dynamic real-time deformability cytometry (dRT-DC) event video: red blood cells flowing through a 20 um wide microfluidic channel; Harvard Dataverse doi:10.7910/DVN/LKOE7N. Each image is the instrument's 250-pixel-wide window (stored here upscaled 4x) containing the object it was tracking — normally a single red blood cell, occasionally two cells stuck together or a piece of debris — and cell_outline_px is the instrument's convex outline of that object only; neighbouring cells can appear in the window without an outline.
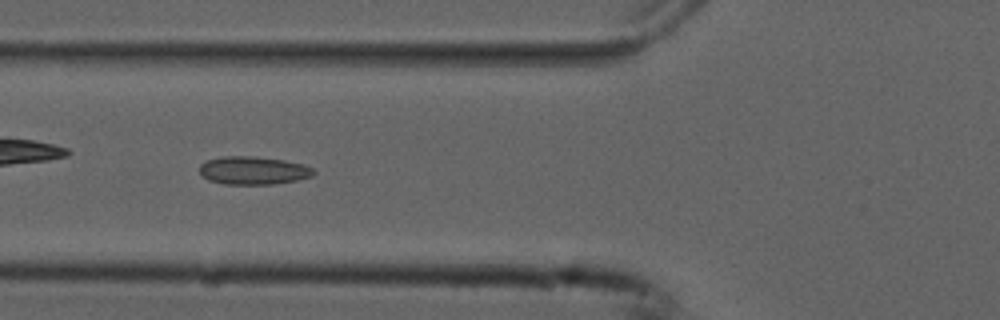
{"species": "common noctule bat (a hibernating species)", "species_latin": "Nyctalus noctula", "temperature_condition": "cold", "stored_images_in_passage": 53, "camera_frame_rate_fps": 3000, "um_per_image_px": 0.085, "animal": {"sex": "male", "forearm_length_mm": 52.5}, "frame": {"image": 1, "passage_image": 19, "time_ms": 6.0, "image_size_px": [1000, 320], "cell_outline_px": [[316, 172], [312, 176], [296, 180], [272, 184], [224, 184], [208, 180], [200, 176], [200, 164], [208, 160], [224, 156], [252, 156], [284, 160], [304, 164], [312, 168]], "centroid_in_image_um": [21.51, 14.49], "position_along_channel_um": 104.3, "area_um2": 18.67}}
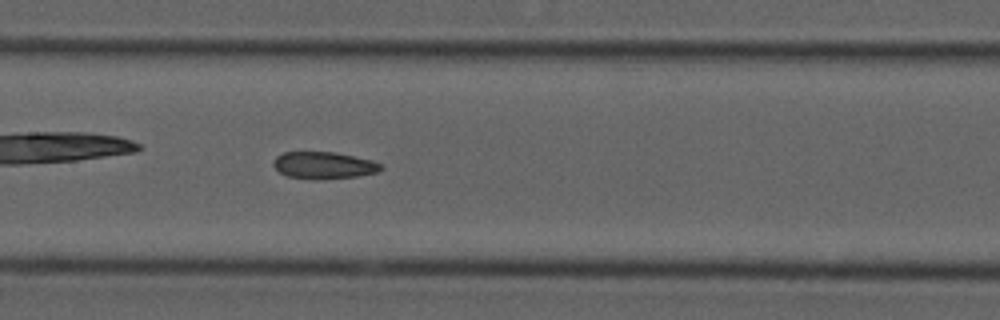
{"frame": {"image": 2, "passage_image": 25, "time_ms": 8.0, "image_size_px": [1000, 320], "cell_outline_px": [[384, 168], [376, 172], [356, 176], [312, 180], [288, 176], [280, 172], [272, 164], [276, 156], [284, 152], [336, 152], [372, 160], [384, 164]], "centroid_in_image_um": [27.54, 14.04], "position_along_channel_um": 179.9, "area_um2": 16.94}}
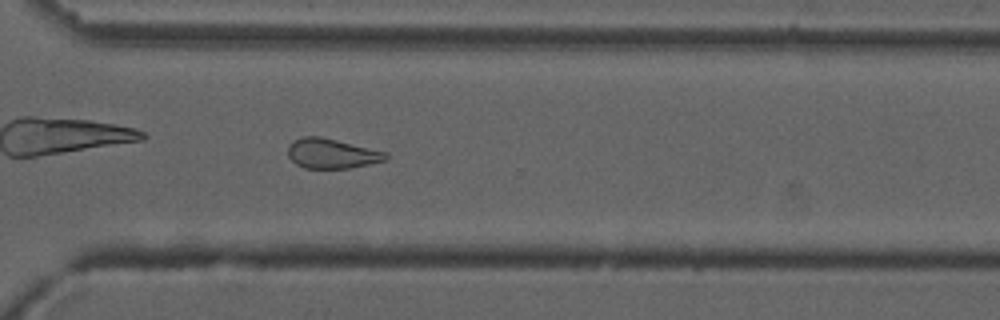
{"frame": {"image": 3, "passage_image": 38, "time_ms": 12.333, "image_size_px": [1000, 320], "cell_outline_px": [[388, 160], [372, 164], [352, 168], [304, 168], [296, 164], [288, 156], [288, 144], [292, 140], [304, 136], [320, 136], [388, 152]], "centroid_in_image_um": [28.22, 13.05], "position_along_channel_um": 342.4, "area_um2": 17.28}, "authors_computed_cell_mechanics": {"area_um2": 18.496, "velocity_mm_per_s": 3.7609, "shape_relaxation_time_tau1_ms": null, "shape_relaxation_time_tau2_ms": 2.9954, "deformation_change_tau1": null, "deformation_change_tau2": 0.098}}